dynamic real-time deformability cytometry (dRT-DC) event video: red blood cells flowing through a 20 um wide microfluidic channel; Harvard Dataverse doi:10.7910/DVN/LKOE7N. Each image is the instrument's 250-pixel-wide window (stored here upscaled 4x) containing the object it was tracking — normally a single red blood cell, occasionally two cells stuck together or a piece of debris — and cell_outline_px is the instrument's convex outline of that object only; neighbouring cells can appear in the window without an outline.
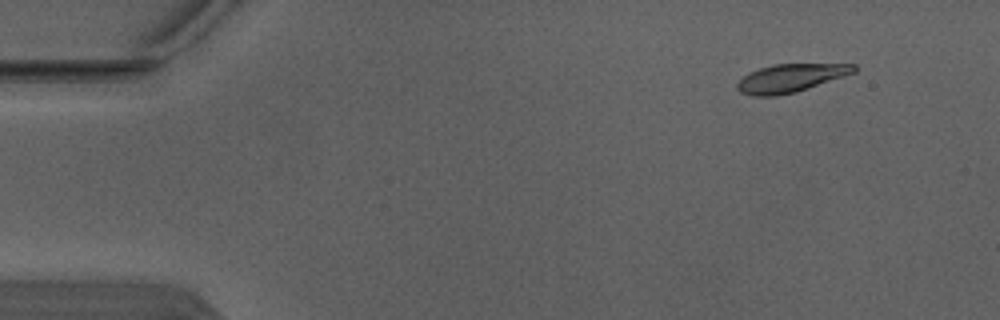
{"species": "Egyptian fruit bat (a non-hibernating species)", "species_latin": "Rousettus aegyptiacus", "temperature_condition": "warm", "stored_images_in_passage": 5, "camera_frame_rate_fps": 3000, "um_per_image_px": 0.085, "animal": {"sex": "male"}, "frame": {"image": 1, "passage_image": 1, "time_ms": 0.0, "image_size_px": [1000, 320], "cell_outline_px": [[856, 72], [796, 92], [776, 96], [752, 96], [740, 92], [736, 88], [736, 84], [748, 72], [772, 64], [856, 64]], "centroid_in_image_um": [67.17, 6.64], "position_along_channel_um": 17.8, "area_um2": 19.13}}
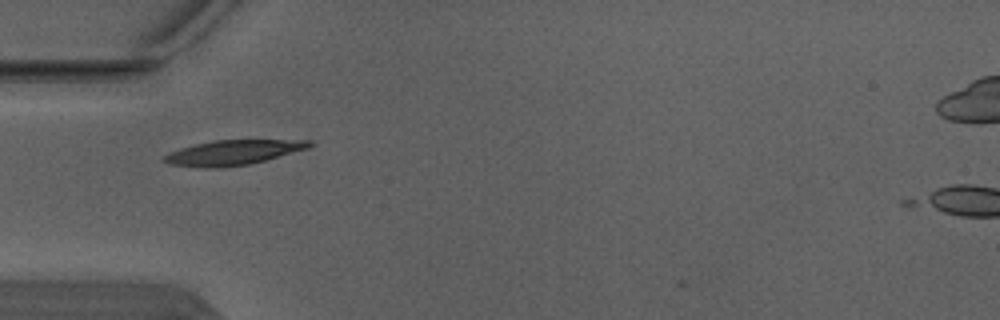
{"frame": {"image": 2, "passage_image": 4, "time_ms": 1.0, "image_size_px": [1000, 320], "cell_outline_px": [[316, 144], [308, 148], [264, 160], [248, 164], [216, 168], [204, 168], [172, 164], [164, 160], [160, 156], [168, 152], [180, 148], [212, 140], [312, 140]], "centroid_in_image_um": [19.79, 12.95], "position_along_channel_um": 65.2, "area_um2": 20.92}}
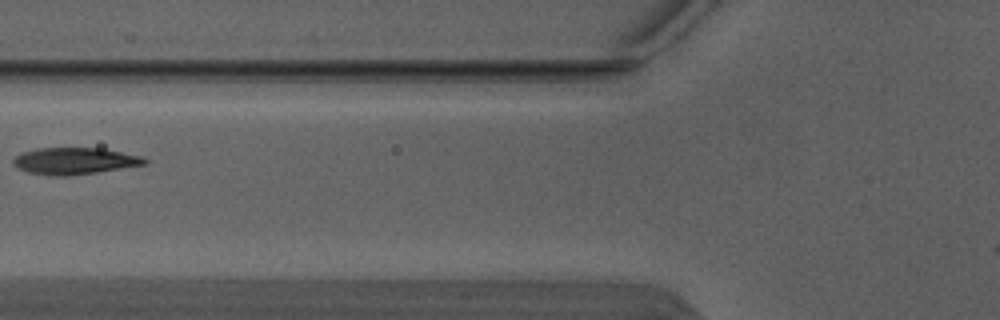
{"frame": {"image": 3, "passage_image": 5, "time_ms": 1.333, "image_size_px": [1000, 320], "cell_outline_px": [[148, 164], [96, 172], [64, 176], [52, 176], [28, 172], [16, 168], [12, 164], [12, 160], [16, 156], [24, 152], [36, 148], [100, 148], [140, 156], [148, 160]], "centroid_in_image_um": [6.3, 13.68], "position_along_channel_um": 119.5, "area_um2": 20.35}}